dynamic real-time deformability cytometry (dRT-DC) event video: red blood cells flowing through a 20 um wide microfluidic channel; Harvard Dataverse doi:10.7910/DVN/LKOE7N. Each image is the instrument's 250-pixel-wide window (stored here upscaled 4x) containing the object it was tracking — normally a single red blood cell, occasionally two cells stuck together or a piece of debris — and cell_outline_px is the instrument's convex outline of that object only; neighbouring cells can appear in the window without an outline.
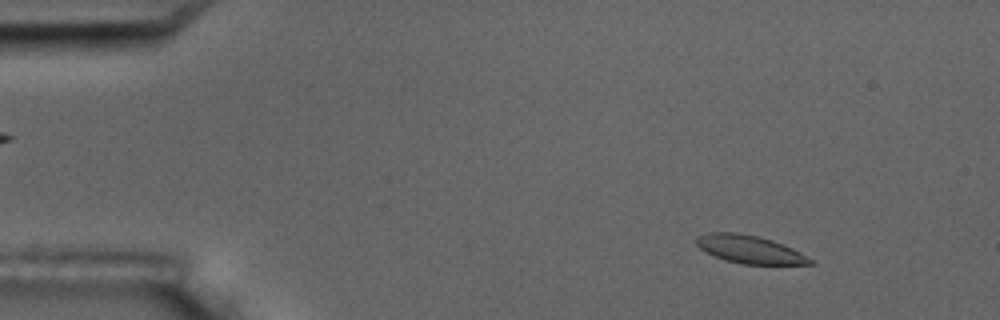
{"species": "common noctule bat (a hibernating species)", "species_latin": "Nyctalus noctula", "temperature_condition": "room temperature", "stored_images_in_passage": 5, "camera_frame_rate_fps": 3000, "um_per_image_px": 0.085, "animal": {"sex": "male", "body_mass_g": 17.5, "forearm_length_mm": 52.3}, "frame": {"image": 1, "passage_image": 2, "time_ms": 1.0, "image_size_px": [1000, 320], "cell_outline_px": [[816, 264], [744, 264], [724, 260], [700, 248], [696, 244], [696, 240], [700, 236], [708, 232], [736, 232], [756, 236], [772, 240], [784, 244], [800, 252], [812, 260]], "centroid_in_image_um": [63.74, 21.19], "position_along_channel_um": 21.3, "area_um2": 18.26}}
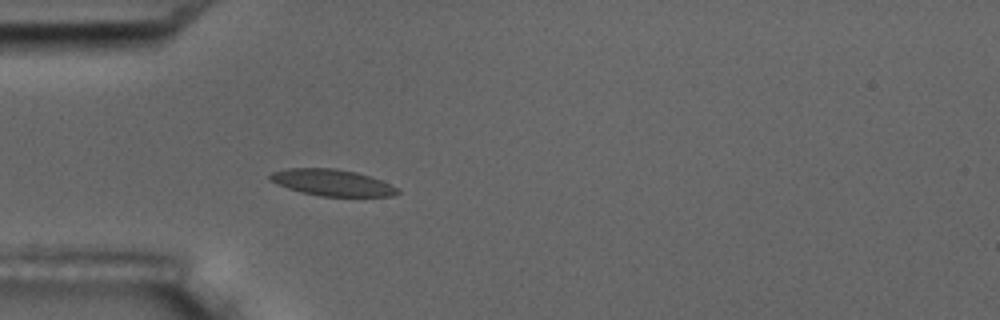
{"frame": {"image": 2, "passage_image": 5, "time_ms": 4.333, "image_size_px": [1000, 320], "cell_outline_px": [[400, 192], [392, 196], [320, 196], [288, 188], [276, 184], [268, 180], [268, 176], [272, 172], [288, 168], [336, 168], [356, 172], [380, 180], [400, 188]], "centroid_in_image_um": [28.21, 15.51], "position_along_channel_um": 56.8, "area_um2": 19.59}}